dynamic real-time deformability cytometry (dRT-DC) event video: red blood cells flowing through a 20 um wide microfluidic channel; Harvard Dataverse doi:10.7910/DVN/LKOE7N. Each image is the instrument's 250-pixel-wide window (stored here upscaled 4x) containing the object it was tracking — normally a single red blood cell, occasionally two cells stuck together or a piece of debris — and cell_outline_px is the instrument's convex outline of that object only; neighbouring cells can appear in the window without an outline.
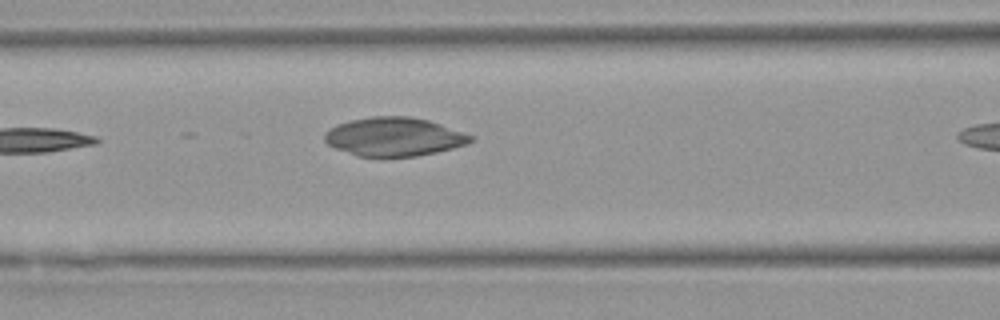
{"species": "Egyptian fruit bat (a non-hibernating species)", "species_latin": "Rousettus aegyptiacus", "temperature_condition": "warm", "stored_images_in_passage": 5, "camera_frame_rate_fps": 3000, "um_per_image_px": 0.085, "animal": {"sex": "female"}, "frame": {"image": 1, "passage_image": 4, "time_ms": 3.667, "image_size_px": [1000, 320], "cell_outline_px": [[476, 140], [468, 144], [436, 152], [416, 156], [356, 156], [336, 148], [328, 144], [324, 140], [324, 132], [336, 124], [352, 120], [372, 116], [408, 116], [428, 120], [476, 136]], "centroid_in_image_um": [33.52, 11.62], "position_along_channel_um": 133.1, "area_um2": 32.95}}